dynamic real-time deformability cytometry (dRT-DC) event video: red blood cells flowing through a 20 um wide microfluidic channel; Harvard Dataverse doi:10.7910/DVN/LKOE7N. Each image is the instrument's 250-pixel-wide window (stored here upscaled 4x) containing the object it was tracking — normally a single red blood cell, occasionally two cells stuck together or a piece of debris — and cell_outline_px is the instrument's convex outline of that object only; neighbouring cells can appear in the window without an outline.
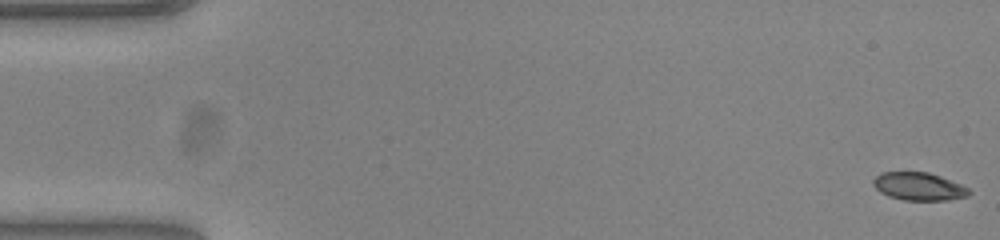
{"species": "common noctule bat (a hibernating species)", "species_latin": "Nyctalus noctula", "temperature_condition": "warm", "stored_images_in_passage": 53, "camera_frame_rate_fps": 3000, "um_per_image_px": 0.085, "animal": {"sex": "female", "body_mass_g": 23.0, "forearm_length_mm": 53.4}, "frame": {"image": 1, "passage_image": 1, "time_ms": 0.0, "image_size_px": [1000, 240], "cell_outline_px": [[972, 192], [968, 196], [948, 200], [904, 200], [888, 196], [880, 192], [872, 184], [872, 180], [880, 172], [928, 172], [940, 176], [960, 184], [968, 188]], "centroid_in_image_um": [78.08, 15.85], "position_along_channel_um": 6.9, "area_um2": 15.61}}
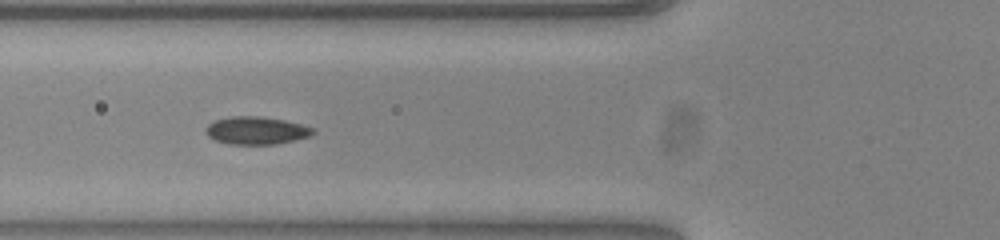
{"frame": {"image": 2, "passage_image": 20, "time_ms": 6.333, "image_size_px": [1000, 240], "cell_outline_px": [[316, 132], [308, 136], [276, 144], [232, 144], [216, 140], [208, 136], [204, 132], [208, 124], [216, 120], [232, 116], [260, 116], [284, 120], [300, 124], [312, 128]], "centroid_in_image_um": [21.75, 11.08], "position_along_channel_um": 104.0, "area_um2": 17.05}}
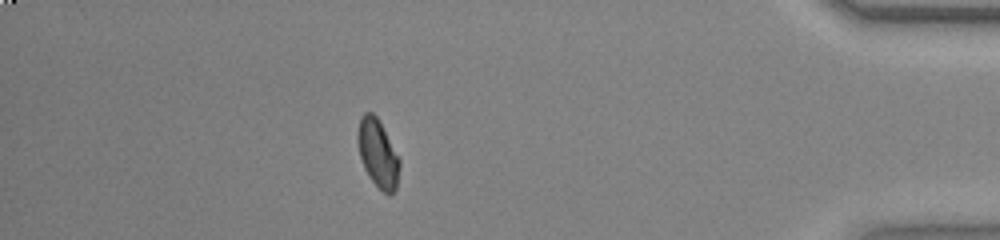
{"frame": {"image": 3, "passage_image": 47, "time_ms": 15.333, "image_size_px": [1000, 240], "cell_outline_px": [[400, 164], [396, 188], [388, 196], [372, 180], [364, 168], [360, 156], [356, 140], [356, 132], [360, 116], [364, 112], [372, 112], [376, 116], [400, 160]], "centroid_in_image_um": [32.08, 13.01], "position_along_channel_um": 403.1, "area_um2": 16.36}, "authors_computed_cell_mechanics": {"area_um2": 16.473, "velocity_mm_per_s": 3.841, "shape_relaxation_time_tau1_ms": 10.6994, "shape_relaxation_time_tau2_ms": 1.4524, "deformation_change_tau1": 0.1715, "deformation_change_tau2": 0.0283}}